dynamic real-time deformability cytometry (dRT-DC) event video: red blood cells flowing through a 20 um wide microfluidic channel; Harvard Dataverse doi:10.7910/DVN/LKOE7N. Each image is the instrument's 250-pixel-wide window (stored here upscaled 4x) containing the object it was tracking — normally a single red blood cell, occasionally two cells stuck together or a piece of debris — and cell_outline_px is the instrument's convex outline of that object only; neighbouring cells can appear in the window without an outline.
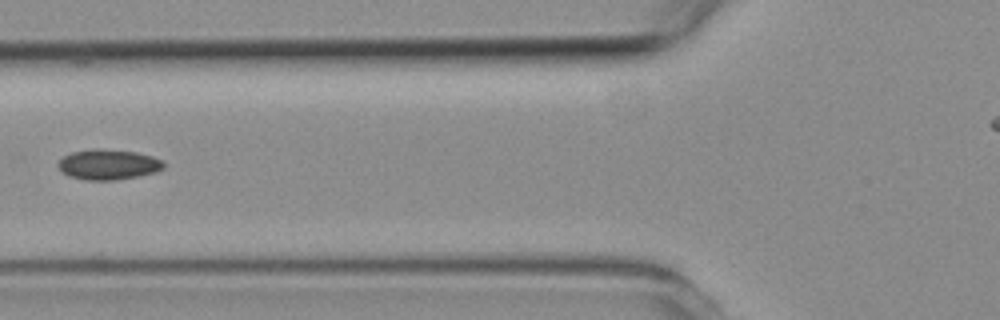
{"species": "common noctule bat (a hibernating species)", "species_latin": "Nyctalus noctula", "temperature_condition": "room temperature", "stored_images_in_passage": 4, "camera_frame_rate_fps": 3000, "um_per_image_px": 0.085, "animal": {"sex": "female", "body_mass_g": 19.3, "forearm_length_mm": 54.1}, "frame": {"image": 1, "passage_image": 4, "time_ms": 4.0, "image_size_px": [1000, 320], "cell_outline_px": [[164, 168], [156, 172], [116, 180], [88, 180], [68, 176], [56, 164], [64, 156], [72, 152], [92, 148], [100, 148], [136, 152], [152, 156], [164, 160]], "centroid_in_image_um": [9.22, 13.97], "position_along_channel_um": 116.6, "area_um2": 18.67}}